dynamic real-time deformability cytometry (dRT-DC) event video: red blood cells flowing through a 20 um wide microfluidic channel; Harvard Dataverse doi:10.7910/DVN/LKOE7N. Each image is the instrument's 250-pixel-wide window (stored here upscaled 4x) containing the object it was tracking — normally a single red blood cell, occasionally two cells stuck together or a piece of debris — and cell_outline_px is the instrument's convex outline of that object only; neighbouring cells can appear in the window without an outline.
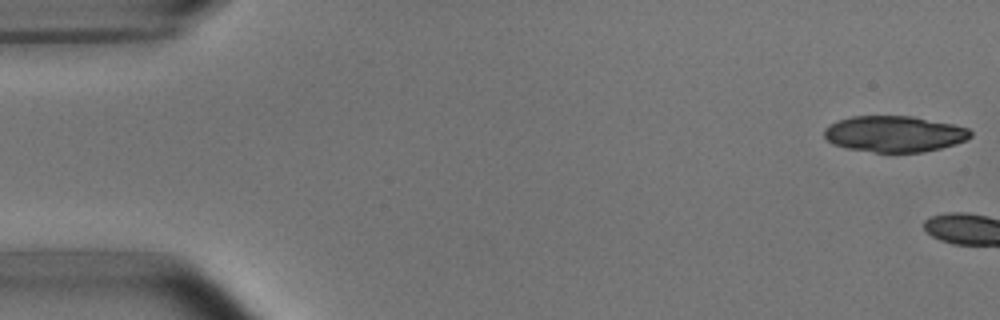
{"species": "common noctule bat (a hibernating species)", "species_latin": "Nyctalus noctula", "temperature_condition": "room temperature", "stored_images_in_passage": 9, "camera_frame_rate_fps": 3000, "um_per_image_px": 0.085, "animal": {"sex": "male", "body_mass_g": 15.6}, "frame": {"image": 1, "passage_image": 1, "time_ms": 0.0, "image_size_px": [1000, 320], "cell_outline_px": [[972, 136], [956, 144], [924, 152], [872, 152], [848, 148], [832, 144], [824, 136], [824, 128], [828, 124], [836, 120], [852, 116], [912, 116], [952, 124], [968, 128], [972, 132]], "centroid_in_image_um": [75.99, 11.38], "position_along_channel_um": 9.0, "area_um2": 30.87}}
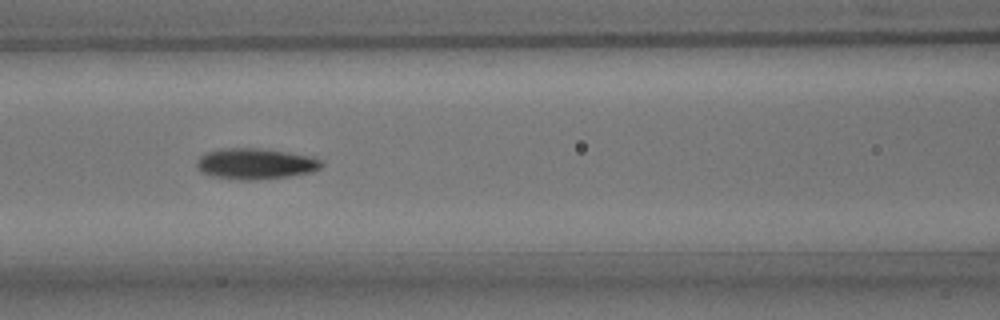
{"frame": {"image": 2, "passage_image": 8, "time_ms": 8.333, "image_size_px": [1000, 320], "cell_outline_px": [[324, 164], [320, 168], [312, 172], [288, 176], [256, 180], [240, 180], [212, 176], [200, 172], [196, 168], [196, 160], [204, 152], [220, 148], [260, 148], [316, 156]], "centroid_in_image_um": [21.69, 13.91], "position_along_channel_um": 144.9, "area_um2": 22.89}}
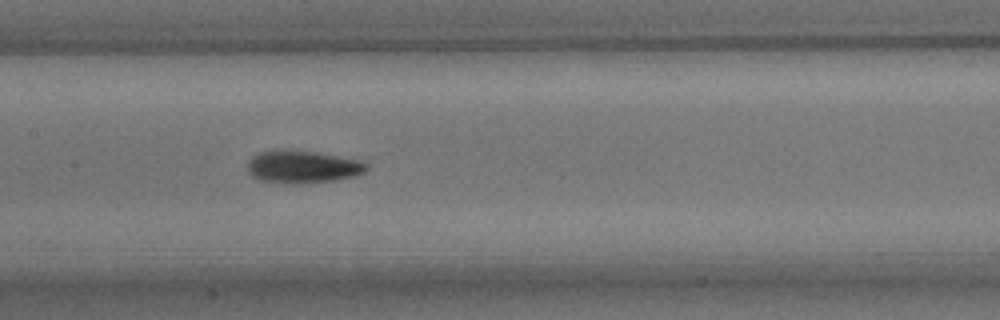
{"frame": {"image": 3, "passage_image": 9, "time_ms": 9.333, "image_size_px": [1000, 320], "cell_outline_px": [[368, 168], [364, 172], [356, 176], [332, 180], [300, 184], [284, 184], [260, 180], [252, 176], [248, 172], [248, 160], [252, 156], [260, 152], [272, 148], [284, 148], [316, 152], [360, 160], [368, 164]], "centroid_in_image_um": [25.68, 14.16], "position_along_channel_um": 181.7, "area_um2": 23.12}}